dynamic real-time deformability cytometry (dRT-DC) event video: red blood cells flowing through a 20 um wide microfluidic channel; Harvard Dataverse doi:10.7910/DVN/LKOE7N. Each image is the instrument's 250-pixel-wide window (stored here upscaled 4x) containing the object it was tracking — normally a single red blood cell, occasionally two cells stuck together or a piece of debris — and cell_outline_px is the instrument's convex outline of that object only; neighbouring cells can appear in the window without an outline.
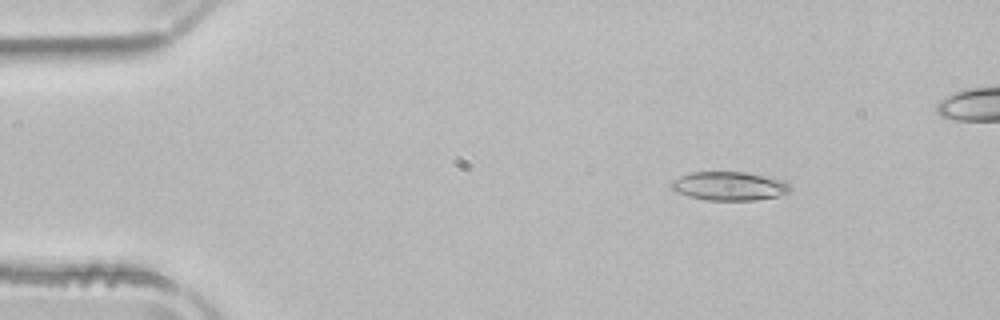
{"species": "common noctule bat (a hibernating species)", "species_latin": "Nyctalus noctula", "temperature_condition": "room temperature", "stored_images_in_passage": 4, "camera_frame_rate_fps": 3000, "um_per_image_px": 0.085, "animal": {"sex": "male", "body_mass_g": 21.5, "forearm_length_mm": 52.0}, "frame": {"image": 1, "passage_image": 2, "time_ms": 0.333, "image_size_px": [1000, 320], "cell_outline_px": [[792, 188], [788, 192], [776, 196], [756, 200], [708, 200], [688, 196], [676, 192], [668, 184], [672, 180], [680, 176], [692, 172], [744, 172], [784, 180]], "centroid_in_image_um": [61.95, 15.81], "position_along_channel_um": 23.1, "area_um2": 19.83}}